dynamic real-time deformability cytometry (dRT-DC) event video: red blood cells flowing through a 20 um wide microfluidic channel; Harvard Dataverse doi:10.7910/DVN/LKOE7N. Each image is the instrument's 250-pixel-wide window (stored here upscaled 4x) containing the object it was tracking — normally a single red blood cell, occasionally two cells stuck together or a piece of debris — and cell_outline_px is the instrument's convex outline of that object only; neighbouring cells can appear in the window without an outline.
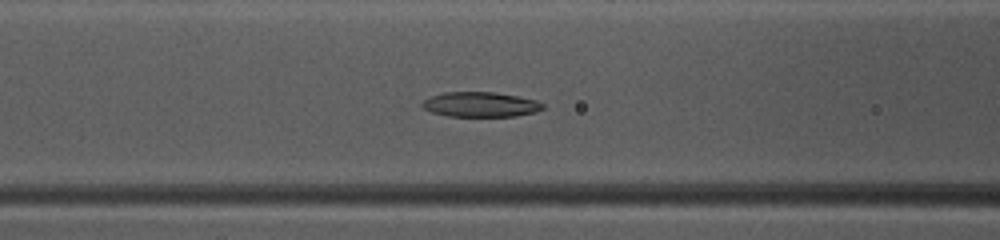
{"species": "common noctule bat (a hibernating species)", "species_latin": "Nyctalus noctula", "temperature_condition": "warm", "stored_images_in_passage": 37, "camera_frame_rate_fps": 3000, "um_per_image_px": 0.085, "animal": {"sex": "female", "body_mass_g": 10.0, "forearm_length_mm": 53.1}, "frame": {"image": 1, "passage_image": 9, "time_ms": 2.667, "image_size_px": [1000, 240], "cell_outline_px": [[544, 108], [536, 112], [516, 116], [448, 116], [432, 112], [424, 108], [420, 104], [424, 100], [432, 96], [444, 92], [492, 92], [516, 96], [536, 100], [544, 104]], "centroid_in_image_um": [40.85, 8.88], "position_along_channel_um": 125.8, "area_um2": 17.4}}
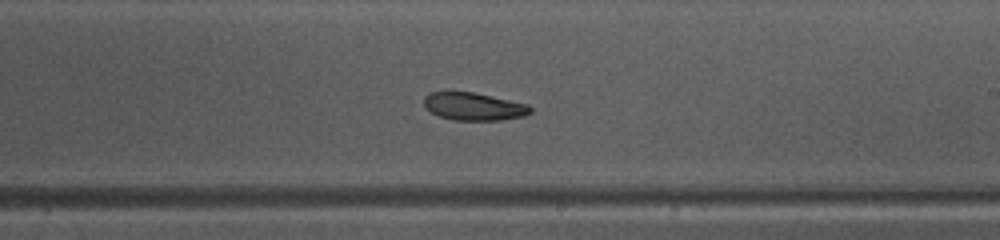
{"frame": {"image": 2, "passage_image": 18, "time_ms": 5.667, "image_size_px": [1000, 240], "cell_outline_px": [[532, 112], [524, 116], [500, 120], [452, 120], [440, 116], [424, 108], [424, 96], [428, 92], [476, 92], [528, 104], [532, 108]], "centroid_in_image_um": [40.27, 9.04], "position_along_channel_um": 248.7, "area_um2": 17.34}}
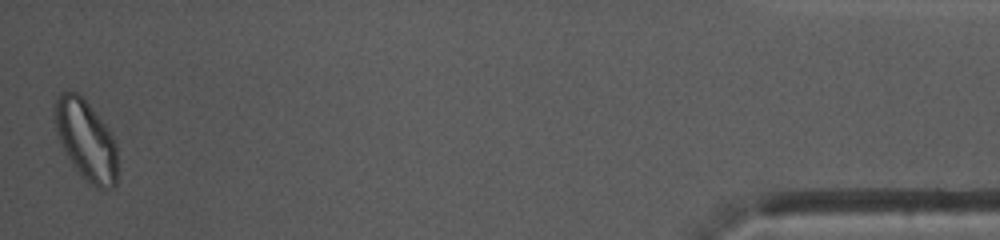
{"frame": {"image": 3, "passage_image": 37, "time_ms": 12.0, "image_size_px": [1000, 240], "cell_outline_px": [[116, 184], [112, 188], [96, 188], [88, 184], [80, 176], [64, 152], [56, 128], [56, 100], [60, 92], [76, 92], [84, 96], [108, 128], [116, 144]], "centroid_in_image_um": [7.33, 11.93], "position_along_channel_um": 427.9, "area_um2": 29.19}, "authors_computed_cell_mechanics": {"area_um2": 18.207, "velocity_mm_per_s": 4.101, "shape_relaxation_time_tau1_ms": 4.075, "shape_relaxation_time_tau2_ms": null, "deformation_change_tau1": 0.1293, "deformation_change_tau2": null}}